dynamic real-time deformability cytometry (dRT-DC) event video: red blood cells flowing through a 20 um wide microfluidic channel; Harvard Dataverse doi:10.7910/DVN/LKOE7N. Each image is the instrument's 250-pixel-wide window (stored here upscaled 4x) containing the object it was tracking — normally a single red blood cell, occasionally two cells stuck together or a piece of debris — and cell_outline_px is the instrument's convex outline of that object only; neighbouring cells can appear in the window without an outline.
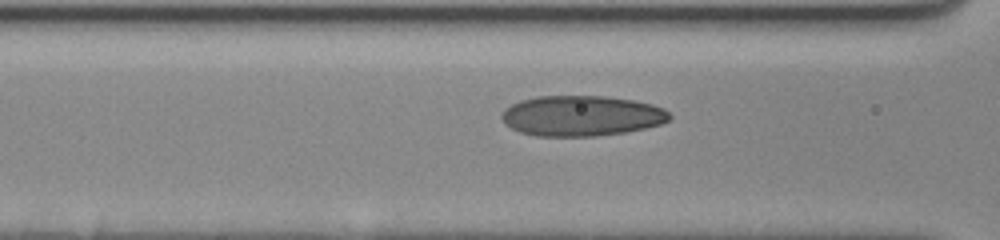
{"species": "human", "species_latin": "Homo sapiens", "temperature_condition": "cold", "stored_images_in_passage": 49, "camera_frame_rate_fps": 3000, "um_per_image_px": 0.085, "donor": {"sex": "female"}, "frame": {"image": 1, "passage_image": 22, "time_ms": 7.0, "image_size_px": [1000, 240], "cell_outline_px": [[672, 116], [668, 120], [660, 124], [644, 128], [624, 132], [596, 136], [536, 136], [520, 132], [504, 124], [500, 116], [504, 108], [520, 100], [536, 96], [604, 96], [632, 100], [652, 104], [664, 108]], "centroid_in_image_um": [49.39, 9.84], "position_along_channel_um": 117.2, "area_um2": 39.65}}
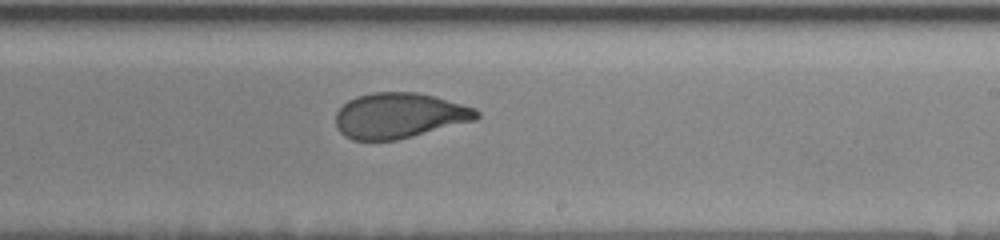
{"frame": {"image": 2, "passage_image": 34, "time_ms": 11.0, "image_size_px": [1000, 240], "cell_outline_px": [[480, 116], [476, 120], [396, 140], [352, 140], [344, 136], [336, 128], [336, 112], [348, 100], [356, 96], [372, 92], [416, 92], [432, 96], [476, 108], [480, 112]], "centroid_in_image_um": [33.92, 9.82], "position_along_channel_um": 255.1, "area_um2": 37.22}}
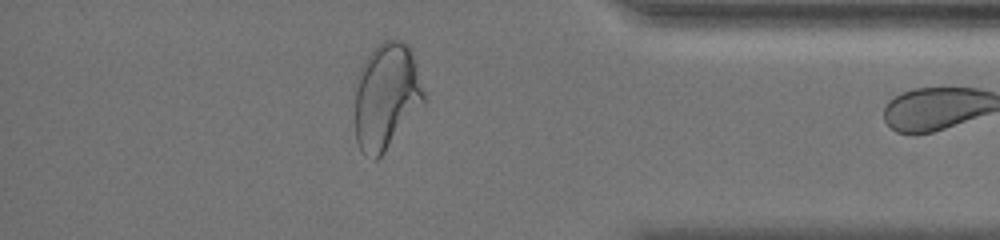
{"frame": {"image": 3, "passage_image": 48, "time_ms": 15.667, "image_size_px": [1000, 240], "cell_outline_px": [[428, 96], [384, 152], [376, 160], [372, 160], [360, 148], [356, 140], [352, 88], [356, 76], [364, 60], [372, 48], [376, 44], [384, 40], [400, 40], [408, 44], [412, 52]], "centroid_in_image_um": [32.79, 8.13], "position_along_channel_um": 402.4, "area_um2": 43.7}}